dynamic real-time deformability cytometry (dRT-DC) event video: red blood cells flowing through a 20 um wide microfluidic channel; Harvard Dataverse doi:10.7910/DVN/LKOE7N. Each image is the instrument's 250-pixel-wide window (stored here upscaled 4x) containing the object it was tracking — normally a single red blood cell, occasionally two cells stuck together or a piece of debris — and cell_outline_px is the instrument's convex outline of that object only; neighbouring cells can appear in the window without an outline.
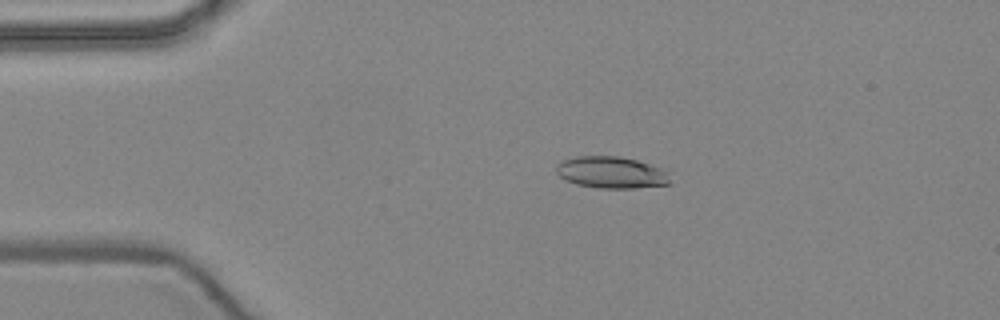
{"species": "common noctule bat (a hibernating species)", "species_latin": "Nyctalus noctula", "temperature_condition": "warm", "stored_images_in_passage": 51, "camera_frame_rate_fps": 3000, "um_per_image_px": 0.085, "animal": {"sex": "female", "body_mass_g": 24.6, "forearm_length_mm": 56.2}, "frame": {"image": 1, "passage_image": 10, "time_ms": 3.0, "image_size_px": [1000, 320], "cell_outline_px": [[672, 184], [636, 188], [600, 188], [576, 184], [564, 180], [556, 172], [556, 168], [564, 160], [576, 156], [620, 156], [636, 160], [660, 168], [668, 172]], "centroid_in_image_um": [51.99, 14.67], "position_along_channel_um": 33.0, "area_um2": 21.04}}
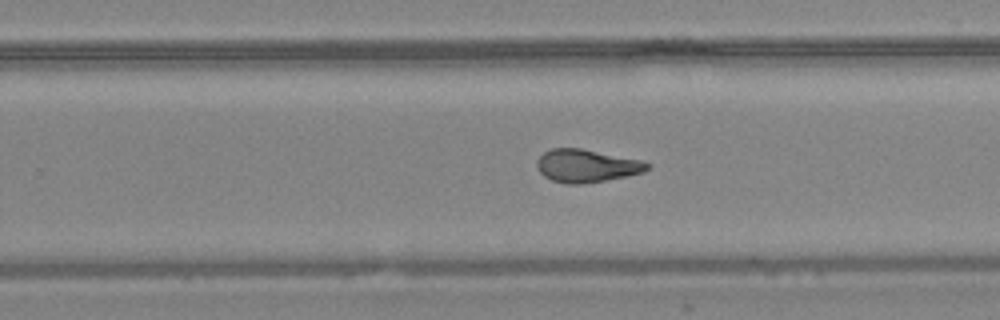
{"frame": {"image": 2, "passage_image": 32, "time_ms": 10.333, "image_size_px": [1000, 320], "cell_outline_px": [[652, 164], [644, 172], [604, 180], [580, 184], [568, 184], [552, 180], [544, 176], [536, 168], [536, 160], [544, 152], [552, 148], [580, 148], [640, 160]], "centroid_in_image_um": [49.82, 14.09], "position_along_channel_um": 280.0, "area_um2": 20.92}}
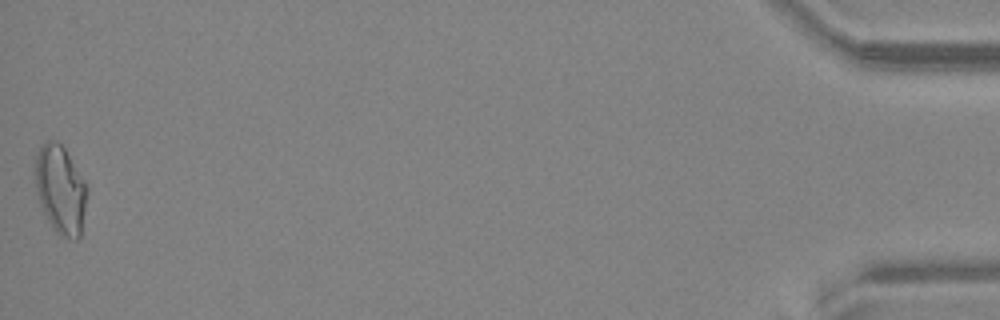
{"frame": {"image": 3, "passage_image": 51, "time_ms": 16.667, "image_size_px": [1000, 320], "cell_outline_px": [[88, 196], [80, 236], [76, 240], [60, 236], [52, 228], [40, 204], [36, 192], [32, 172], [36, 156], [40, 148], [48, 140], [56, 140], [64, 148], [84, 180], [88, 188]], "centroid_in_image_um": [5.12, 16.13], "position_along_channel_um": 430.1, "area_um2": 27.11}, "authors_computed_cell_mechanics": {"area_um2": 21.675, "velocity_mm_per_s": 3.9775, "shape_relaxation_time_tau1_ms": null, "shape_relaxation_time_tau2_ms": 2.1398, "deformation_change_tau1": null, "deformation_change_tau2": 0.0886}}